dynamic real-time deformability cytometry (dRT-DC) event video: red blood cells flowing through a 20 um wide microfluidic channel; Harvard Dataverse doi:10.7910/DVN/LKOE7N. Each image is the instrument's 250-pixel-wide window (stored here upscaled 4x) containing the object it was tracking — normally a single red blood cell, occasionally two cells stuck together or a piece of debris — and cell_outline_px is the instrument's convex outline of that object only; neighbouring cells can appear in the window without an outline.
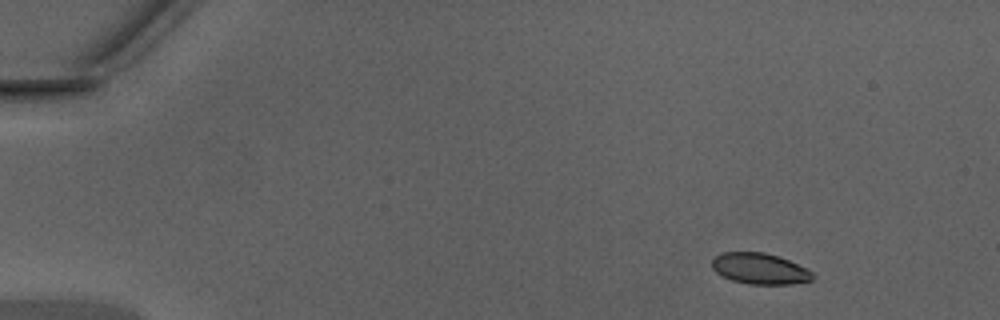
{"species": "Egyptian fruit bat (a non-hibernating species)", "species_latin": "Rousettus aegyptiacus", "temperature_condition": "warm", "stored_images_in_passage": 35, "camera_frame_rate_fps": 3000, "um_per_image_px": 0.085, "animal": {"sex": "male"}, "frame": {"image": 1, "passage_image": 1, "time_ms": 0.0, "image_size_px": [1000, 320], "cell_outline_px": [[812, 280], [792, 284], [748, 284], [732, 280], [716, 272], [712, 268], [712, 260], [720, 252], [764, 252], [780, 256], [808, 268], [812, 272]], "centroid_in_image_um": [64.59, 22.82], "position_along_channel_um": 20.4, "area_um2": 18.26}}
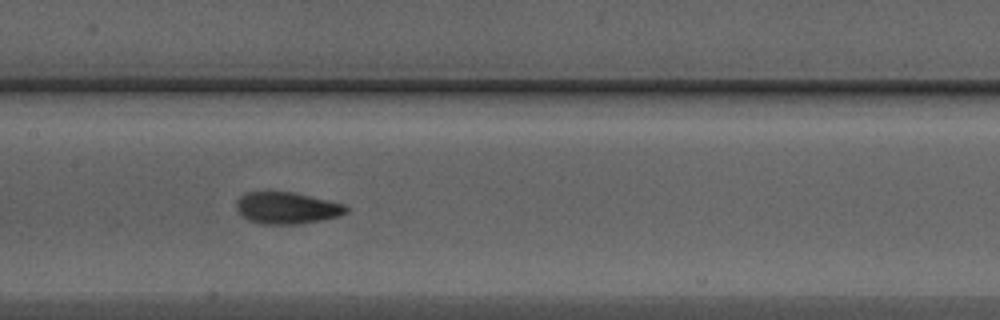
{"frame": {"image": 2, "passage_image": 20, "time_ms": 6.333, "image_size_px": [1000, 320], "cell_outline_px": [[348, 212], [336, 216], [320, 220], [296, 224], [260, 224], [248, 220], [236, 208], [236, 200], [244, 192], [292, 192], [312, 196], [344, 204], [348, 208]], "centroid_in_image_um": [24.36, 17.67], "position_along_channel_um": 183.0, "area_um2": 20.17}}
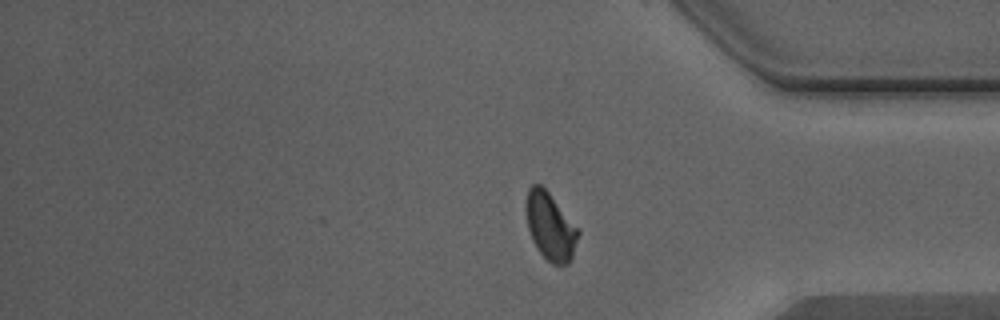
{"frame": {"image": 3, "passage_image": 35, "time_ms": 11.333, "image_size_px": [1000, 320], "cell_outline_px": [[580, 232], [572, 256], [568, 264], [552, 264], [540, 252], [532, 240], [528, 228], [524, 208], [524, 204], [528, 188], [532, 184], [540, 184], [548, 192], [580, 228]], "centroid_in_image_um": [46.76, 19.21], "position_along_channel_um": 388.4, "area_um2": 20.69}, "authors_computed_cell_mechanics": {"area_um2": 20.3456, "velocity_mm_per_s": 4.355, "shape_relaxation_time_tau1_ms": 2.668, "shape_relaxation_time_tau2_ms": 0.758, "deformation_change_tau1": 0.1299, "deformation_change_tau2": 0.0536}}